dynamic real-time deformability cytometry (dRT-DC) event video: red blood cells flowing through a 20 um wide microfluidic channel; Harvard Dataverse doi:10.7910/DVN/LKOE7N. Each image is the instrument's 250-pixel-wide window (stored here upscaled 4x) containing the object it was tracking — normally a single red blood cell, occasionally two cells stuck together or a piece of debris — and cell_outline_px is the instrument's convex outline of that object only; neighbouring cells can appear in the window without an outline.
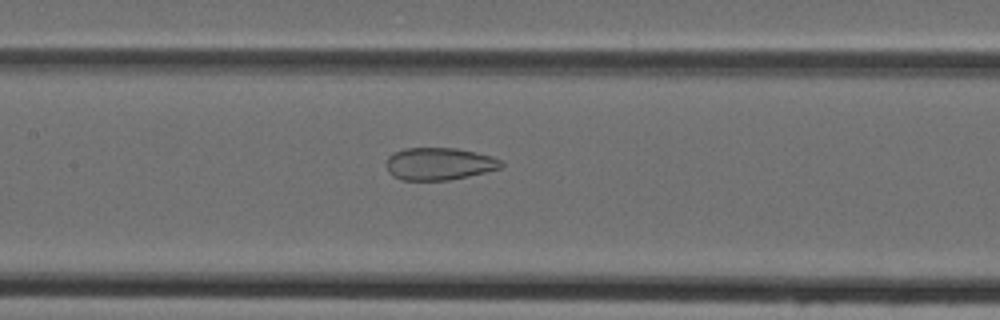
{"species": "Egyptian fruit bat (a non-hibernating species)", "species_latin": "Rousettus aegyptiacus", "temperature_condition": "cold", "stored_images_in_passage": 38, "camera_frame_rate_fps": 3000, "um_per_image_px": 0.085, "animal": {"sex": "female"}, "frame": {"image": 1, "passage_image": 13, "time_ms": 4.0, "image_size_px": [1000, 320], "cell_outline_px": [[504, 164], [500, 168], [468, 176], [448, 180], [400, 180], [392, 176], [388, 172], [384, 164], [388, 156], [404, 148], [456, 148], [476, 152], [492, 156], [500, 160]], "centroid_in_image_um": [37.28, 13.92], "position_along_channel_um": 170.1, "area_um2": 21.79}}
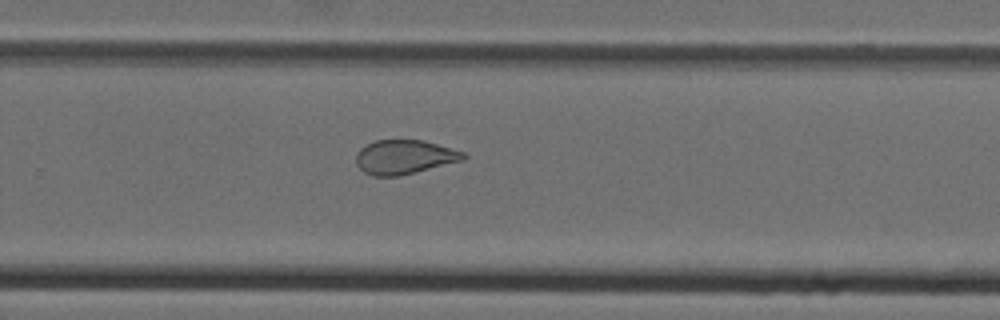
{"frame": {"image": 2, "passage_image": 22, "time_ms": 7.0, "image_size_px": [1000, 320], "cell_outline_px": [[468, 156], [464, 160], [400, 176], [372, 176], [364, 172], [356, 164], [356, 152], [360, 148], [376, 140], [424, 140], [464, 152]], "centroid_in_image_um": [34.37, 13.35], "position_along_channel_um": 295.4, "area_um2": 21.44}}
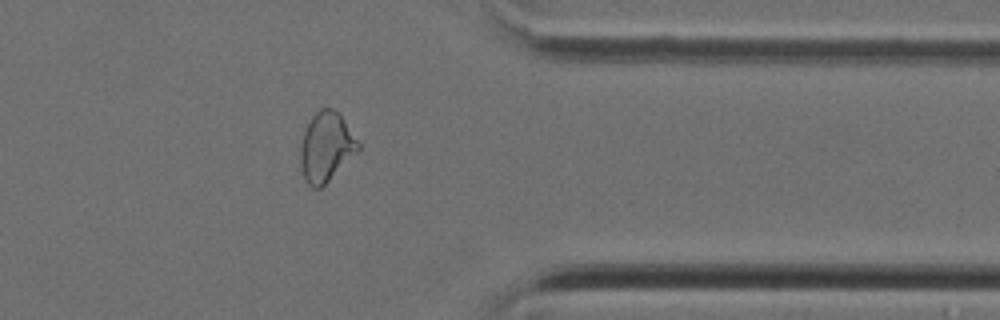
{"frame": {"image": 3, "passage_image": 29, "time_ms": 9.333, "image_size_px": [1000, 320], "cell_outline_px": [[360, 148], [320, 188], [312, 188], [304, 180], [300, 164], [300, 144], [304, 132], [312, 116], [320, 108], [332, 108], [340, 112], [360, 144]], "centroid_in_image_um": [27.7, 12.46], "position_along_channel_um": 383.7, "area_um2": 23.18}}